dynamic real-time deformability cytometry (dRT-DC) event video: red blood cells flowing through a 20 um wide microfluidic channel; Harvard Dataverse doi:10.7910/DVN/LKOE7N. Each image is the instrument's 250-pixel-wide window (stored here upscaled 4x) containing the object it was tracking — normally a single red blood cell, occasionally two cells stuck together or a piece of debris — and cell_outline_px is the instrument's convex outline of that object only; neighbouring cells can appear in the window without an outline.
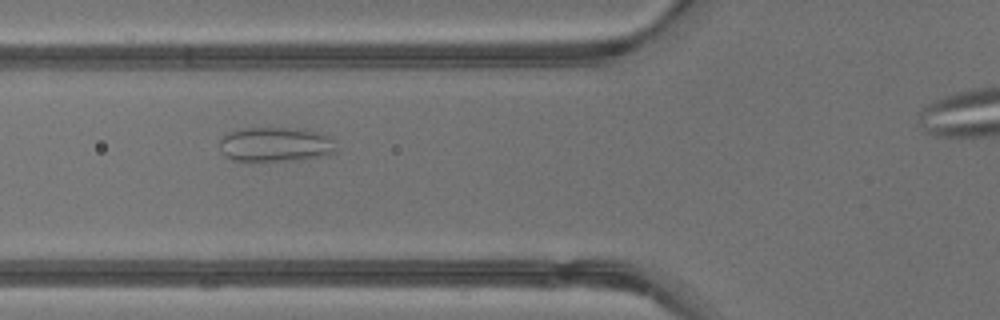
{"species": "common noctule bat (a hibernating species)", "species_latin": "Nyctalus noctula", "temperature_condition": "warm", "stored_images_in_passage": 29, "camera_frame_rate_fps": 3000, "um_per_image_px": 0.085, "animal": {"sex": "male", "body_mass_g": 13.3}, "frame": {"image": 1, "passage_image": 7, "time_ms": 2.0, "image_size_px": [1000, 320], "cell_outline_px": [[336, 152], [328, 156], [296, 160], [252, 164], [232, 160], [224, 156], [220, 144], [220, 140], [228, 132], [244, 128], [300, 128], [328, 136], [332, 140], [336, 148]], "centroid_in_image_um": [23.39, 12.33], "position_along_channel_um": 102.4, "area_um2": 24.28}}
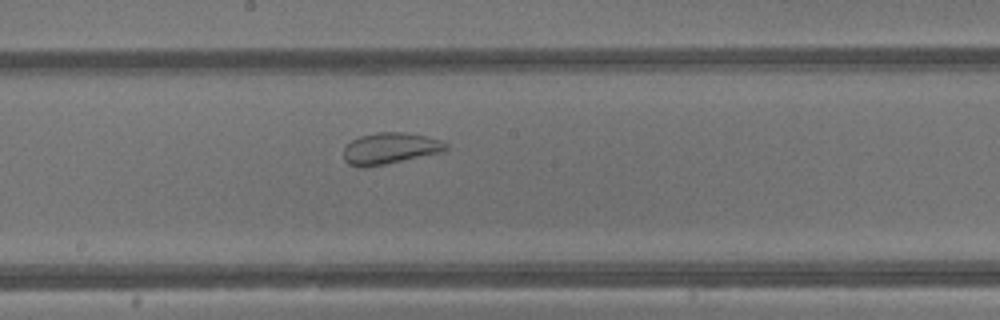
{"frame": {"image": 2, "passage_image": 14, "time_ms": 4.333, "image_size_px": [1000, 320], "cell_outline_px": [[448, 148], [440, 152], [384, 164], [364, 168], [360, 168], [348, 164], [344, 160], [344, 148], [352, 140], [360, 136], [376, 132], [404, 132], [424, 136], [440, 140], [448, 144]], "centroid_in_image_um": [33.11, 12.61], "position_along_channel_um": 215.1, "area_um2": 18.5}}
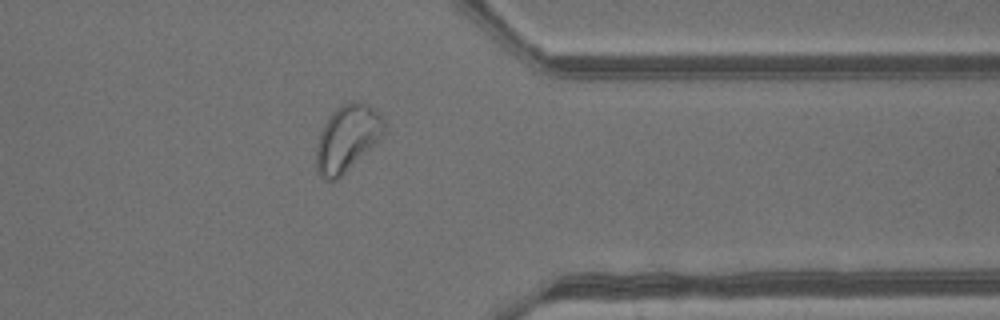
{"frame": {"image": 3, "passage_image": 25, "time_ms": 8.0, "image_size_px": [1000, 320], "cell_outline_px": [[384, 136], [336, 180], [324, 180], [316, 172], [316, 148], [320, 132], [324, 124], [332, 112], [336, 108], [352, 100], [360, 100], [368, 104], [380, 112], [384, 120]], "centroid_in_image_um": [29.52, 11.72], "position_along_channel_um": 381.9, "area_um2": 26.41}}